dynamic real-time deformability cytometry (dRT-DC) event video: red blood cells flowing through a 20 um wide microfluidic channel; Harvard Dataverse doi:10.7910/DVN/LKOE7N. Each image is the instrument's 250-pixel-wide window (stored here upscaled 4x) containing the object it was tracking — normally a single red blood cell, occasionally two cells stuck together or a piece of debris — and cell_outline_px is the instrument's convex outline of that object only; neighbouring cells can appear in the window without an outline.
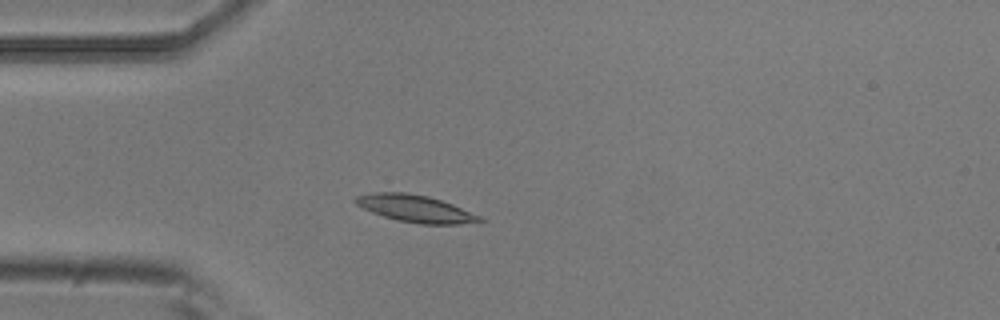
{"species": "common noctule bat (a hibernating species)", "species_latin": "Nyctalus noctula", "temperature_condition": "room temperature", "stored_images_in_passage": 6, "camera_frame_rate_fps": 3000, "um_per_image_px": 0.085, "animal": {"sex": "male", "body_mass_g": 20.5, "forearm_length_mm": 52.5}, "frame": {"image": 1, "passage_image": 4, "time_ms": 1.0, "image_size_px": [1000, 320], "cell_outline_px": [[484, 220], [460, 224], [420, 224], [396, 220], [372, 212], [356, 204], [352, 200], [356, 196], [372, 192], [408, 192], [428, 196], [452, 204], [480, 216]], "centroid_in_image_um": [35.26, 17.72], "position_along_channel_um": 49.7, "area_um2": 19.48}}